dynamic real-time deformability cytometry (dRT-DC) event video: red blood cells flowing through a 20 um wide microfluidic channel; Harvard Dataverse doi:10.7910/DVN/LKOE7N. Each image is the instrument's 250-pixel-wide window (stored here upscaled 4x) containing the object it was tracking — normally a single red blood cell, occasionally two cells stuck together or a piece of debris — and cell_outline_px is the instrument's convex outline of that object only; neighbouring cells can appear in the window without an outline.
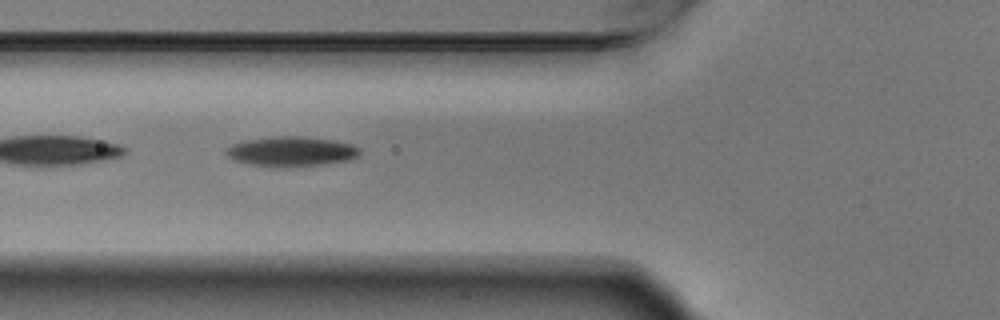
{"species": "Egyptian fruit bat (a non-hibernating species)", "species_latin": "Rousettus aegyptiacus", "temperature_condition": "warm", "stored_images_in_passage": 6, "camera_frame_rate_fps": 3000, "um_per_image_px": 0.085, "animal": {"sex": "male"}, "frame": {"image": 1, "passage_image": 6, "time_ms": 1.667, "image_size_px": [1000, 320], "cell_outline_px": [[360, 156], [348, 160], [324, 164], [252, 164], [232, 160], [224, 152], [232, 144], [244, 140], [272, 136], [300, 136], [336, 140], [352, 144], [360, 148]], "centroid_in_image_um": [24.8, 12.82], "position_along_channel_um": 101.0, "area_um2": 22.48}}